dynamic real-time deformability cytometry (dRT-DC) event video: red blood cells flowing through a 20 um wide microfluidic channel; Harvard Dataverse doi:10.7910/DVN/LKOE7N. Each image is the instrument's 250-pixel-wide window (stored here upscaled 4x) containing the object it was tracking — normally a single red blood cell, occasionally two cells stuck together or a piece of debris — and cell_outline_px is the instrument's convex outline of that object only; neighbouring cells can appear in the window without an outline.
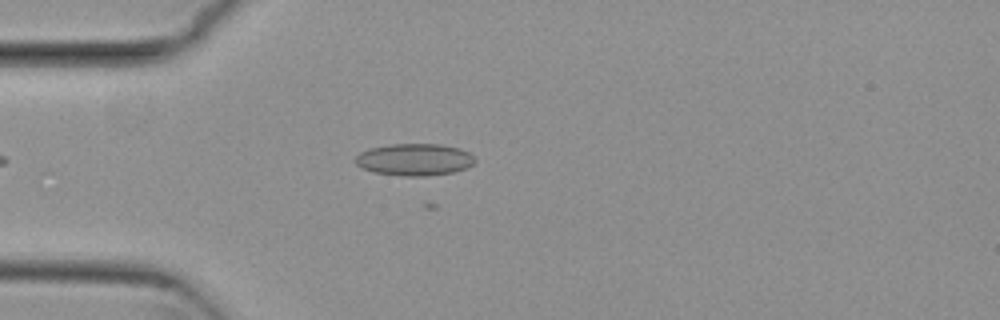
{"species": "common noctule bat (a hibernating species)", "species_latin": "Nyctalus noctula", "temperature_condition": "cold", "stored_images_in_passage": 8, "camera_frame_rate_fps": 3000, "um_per_image_px": 0.085, "animal": {"sex": "female", "body_mass_g": 29.2, "forearm_length_mm": 56.3}, "frame": {"image": 1, "passage_image": 1, "time_ms": 0.0, "image_size_px": [1000, 320], "cell_outline_px": [[476, 160], [468, 168], [452, 172], [424, 176], [404, 176], [372, 172], [356, 164], [356, 156], [360, 152], [368, 148], [388, 144], [440, 144], [460, 148], [476, 156]], "centroid_in_image_um": [35.25, 13.55], "position_along_channel_um": 49.8, "area_um2": 22.43}}
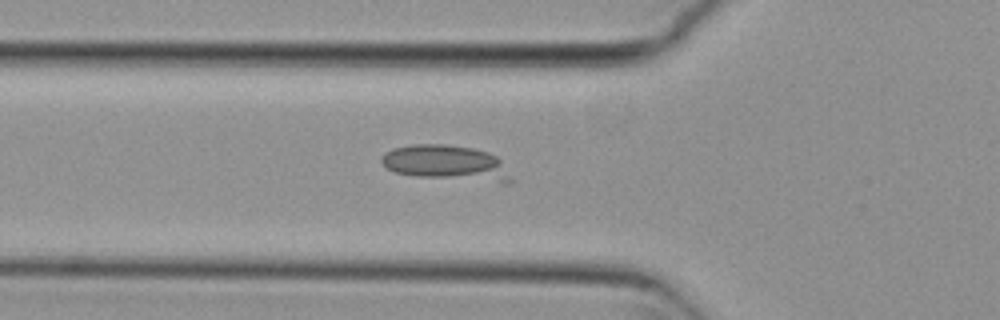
{"frame": {"image": 2, "passage_image": 5, "time_ms": 1.333, "image_size_px": [1000, 320], "cell_outline_px": [[512, 184], [504, 184], [416, 176], [396, 172], [388, 168], [380, 160], [380, 156], [384, 152], [392, 148], [412, 144], [444, 144], [472, 148], [488, 152], [496, 156], [500, 160], [512, 180]], "centroid_in_image_um": [37.95, 13.86], "position_along_channel_um": 87.8, "area_um2": 26.93}}